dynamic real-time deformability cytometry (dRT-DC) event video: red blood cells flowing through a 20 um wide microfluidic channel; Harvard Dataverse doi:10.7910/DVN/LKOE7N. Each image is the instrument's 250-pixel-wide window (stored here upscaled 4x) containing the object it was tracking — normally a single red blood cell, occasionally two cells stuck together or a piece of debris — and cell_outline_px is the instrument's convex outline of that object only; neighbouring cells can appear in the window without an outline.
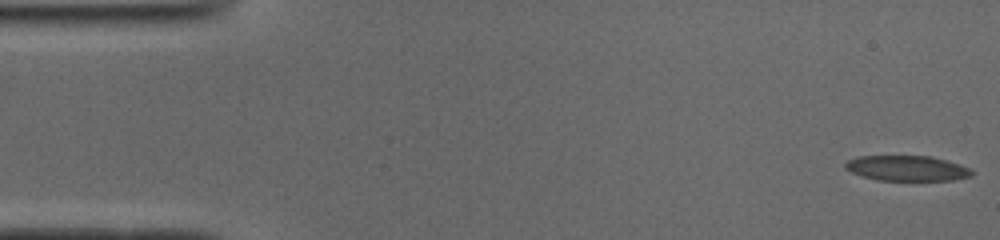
{"species": "common noctule bat (a hibernating species)", "species_latin": "Nyctalus noctula", "temperature_condition": "cold", "stored_images_in_passage": 13, "camera_frame_rate_fps": 3000, "um_per_image_px": 0.085, "animal": {"sex": "male", "body_mass_g": 19.0, "forearm_length_mm": 50.8}, "frame": {"image": 1, "passage_image": 1, "time_ms": 0.0, "image_size_px": [1000, 240], "cell_outline_px": [[972, 176], [952, 180], [880, 180], [864, 176], [852, 172], [844, 168], [844, 164], [848, 160], [860, 156], [932, 156], [968, 168], [972, 172]], "centroid_in_image_um": [77.06, 14.3], "position_along_channel_um": 7.9, "area_um2": 18.26}}